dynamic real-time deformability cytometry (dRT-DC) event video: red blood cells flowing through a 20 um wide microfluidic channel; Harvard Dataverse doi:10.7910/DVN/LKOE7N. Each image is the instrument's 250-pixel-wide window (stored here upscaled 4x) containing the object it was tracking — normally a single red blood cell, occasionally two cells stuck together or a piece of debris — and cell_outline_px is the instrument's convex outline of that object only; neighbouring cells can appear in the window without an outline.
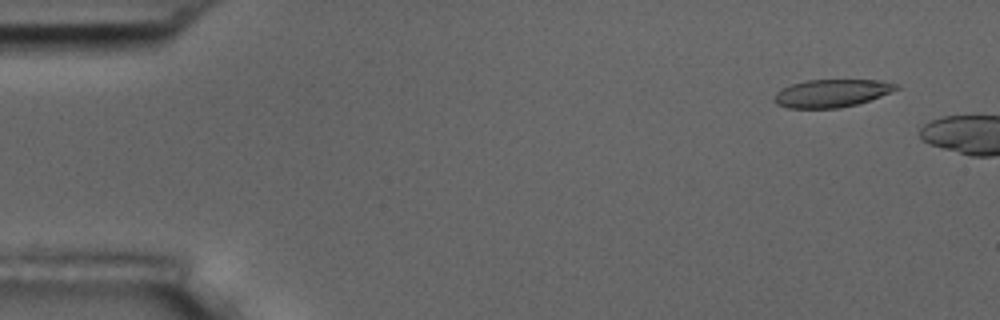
{"species": "common noctule bat (a hibernating species)", "species_latin": "Nyctalus noctula", "temperature_condition": "room temperature", "stored_images_in_passage": 3, "camera_frame_rate_fps": 3000, "um_per_image_px": 0.085, "animal": {"sex": "male", "body_mass_g": 17.5, "forearm_length_mm": 52.3}, "frame": {"image": 1, "passage_image": 2, "time_ms": 1.0, "image_size_px": [1000, 320], "cell_outline_px": [[900, 88], [880, 96], [856, 104], [840, 108], [788, 108], [776, 104], [772, 100], [776, 92], [780, 88], [792, 84], [808, 80], [880, 80], [896, 84]], "centroid_in_image_um": [70.63, 7.92], "position_along_channel_um": 14.4, "area_um2": 19.71}}